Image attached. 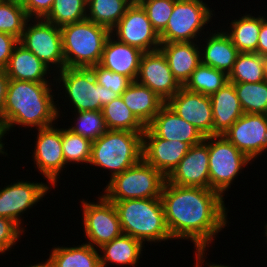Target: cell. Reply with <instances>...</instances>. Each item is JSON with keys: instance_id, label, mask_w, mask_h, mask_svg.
Masks as SVG:
<instances>
[{"instance_id": "cell-23", "label": "cell", "mask_w": 267, "mask_h": 267, "mask_svg": "<svg viewBox=\"0 0 267 267\" xmlns=\"http://www.w3.org/2000/svg\"><path fill=\"white\" fill-rule=\"evenodd\" d=\"M4 70L11 80L52 83L55 76L47 65L20 43L14 48L8 65ZM50 76L53 78L51 79Z\"/></svg>"}, {"instance_id": "cell-9", "label": "cell", "mask_w": 267, "mask_h": 267, "mask_svg": "<svg viewBox=\"0 0 267 267\" xmlns=\"http://www.w3.org/2000/svg\"><path fill=\"white\" fill-rule=\"evenodd\" d=\"M210 189L223 197L252 161L223 135L208 136Z\"/></svg>"}, {"instance_id": "cell-20", "label": "cell", "mask_w": 267, "mask_h": 267, "mask_svg": "<svg viewBox=\"0 0 267 267\" xmlns=\"http://www.w3.org/2000/svg\"><path fill=\"white\" fill-rule=\"evenodd\" d=\"M148 127L162 139L188 143L190 146L200 144L205 136L192 124L179 117L164 105Z\"/></svg>"}, {"instance_id": "cell-40", "label": "cell", "mask_w": 267, "mask_h": 267, "mask_svg": "<svg viewBox=\"0 0 267 267\" xmlns=\"http://www.w3.org/2000/svg\"><path fill=\"white\" fill-rule=\"evenodd\" d=\"M91 70L98 84L107 89H111V91L117 93L119 96H121L132 82L128 77L107 70L99 64L92 66Z\"/></svg>"}, {"instance_id": "cell-10", "label": "cell", "mask_w": 267, "mask_h": 267, "mask_svg": "<svg viewBox=\"0 0 267 267\" xmlns=\"http://www.w3.org/2000/svg\"><path fill=\"white\" fill-rule=\"evenodd\" d=\"M19 43L35 54L52 72L65 68L60 27L41 18H29Z\"/></svg>"}, {"instance_id": "cell-48", "label": "cell", "mask_w": 267, "mask_h": 267, "mask_svg": "<svg viewBox=\"0 0 267 267\" xmlns=\"http://www.w3.org/2000/svg\"><path fill=\"white\" fill-rule=\"evenodd\" d=\"M3 140H4L3 132L0 131V156L3 155V157L4 156L6 157L8 155V153H7V151L4 150L5 149L4 147H6L5 146L6 143L2 142Z\"/></svg>"}, {"instance_id": "cell-1", "label": "cell", "mask_w": 267, "mask_h": 267, "mask_svg": "<svg viewBox=\"0 0 267 267\" xmlns=\"http://www.w3.org/2000/svg\"><path fill=\"white\" fill-rule=\"evenodd\" d=\"M160 198L172 239L190 241L194 249L211 248L218 233L230 226L225 197L215 190L166 181Z\"/></svg>"}, {"instance_id": "cell-42", "label": "cell", "mask_w": 267, "mask_h": 267, "mask_svg": "<svg viewBox=\"0 0 267 267\" xmlns=\"http://www.w3.org/2000/svg\"><path fill=\"white\" fill-rule=\"evenodd\" d=\"M54 0H26L23 8L29 18L44 19L50 12Z\"/></svg>"}, {"instance_id": "cell-41", "label": "cell", "mask_w": 267, "mask_h": 267, "mask_svg": "<svg viewBox=\"0 0 267 267\" xmlns=\"http://www.w3.org/2000/svg\"><path fill=\"white\" fill-rule=\"evenodd\" d=\"M22 234L24 235L25 231L16 222L0 217V255L11 252V249H14L12 247L21 241Z\"/></svg>"}, {"instance_id": "cell-45", "label": "cell", "mask_w": 267, "mask_h": 267, "mask_svg": "<svg viewBox=\"0 0 267 267\" xmlns=\"http://www.w3.org/2000/svg\"><path fill=\"white\" fill-rule=\"evenodd\" d=\"M257 54L267 57V16L261 13V28L258 36Z\"/></svg>"}, {"instance_id": "cell-22", "label": "cell", "mask_w": 267, "mask_h": 267, "mask_svg": "<svg viewBox=\"0 0 267 267\" xmlns=\"http://www.w3.org/2000/svg\"><path fill=\"white\" fill-rule=\"evenodd\" d=\"M143 53L110 35L106 40L99 65L136 81Z\"/></svg>"}, {"instance_id": "cell-5", "label": "cell", "mask_w": 267, "mask_h": 267, "mask_svg": "<svg viewBox=\"0 0 267 267\" xmlns=\"http://www.w3.org/2000/svg\"><path fill=\"white\" fill-rule=\"evenodd\" d=\"M142 135L126 130H108L93 141L89 166L108 170L111 180L142 159Z\"/></svg>"}, {"instance_id": "cell-8", "label": "cell", "mask_w": 267, "mask_h": 267, "mask_svg": "<svg viewBox=\"0 0 267 267\" xmlns=\"http://www.w3.org/2000/svg\"><path fill=\"white\" fill-rule=\"evenodd\" d=\"M213 16L216 18L214 9L203 0H175L168 24L159 34L160 41H199L205 35L204 29L209 28L205 26L212 22Z\"/></svg>"}, {"instance_id": "cell-3", "label": "cell", "mask_w": 267, "mask_h": 267, "mask_svg": "<svg viewBox=\"0 0 267 267\" xmlns=\"http://www.w3.org/2000/svg\"><path fill=\"white\" fill-rule=\"evenodd\" d=\"M113 202L123 234L140 240L144 245L173 240L164 215L161 198L127 199Z\"/></svg>"}, {"instance_id": "cell-31", "label": "cell", "mask_w": 267, "mask_h": 267, "mask_svg": "<svg viewBox=\"0 0 267 267\" xmlns=\"http://www.w3.org/2000/svg\"><path fill=\"white\" fill-rule=\"evenodd\" d=\"M266 80L264 57L257 53L240 52L228 75L231 83H259Z\"/></svg>"}, {"instance_id": "cell-28", "label": "cell", "mask_w": 267, "mask_h": 267, "mask_svg": "<svg viewBox=\"0 0 267 267\" xmlns=\"http://www.w3.org/2000/svg\"><path fill=\"white\" fill-rule=\"evenodd\" d=\"M46 259L52 267H100L99 250L90 244L57 246L51 248Z\"/></svg>"}, {"instance_id": "cell-21", "label": "cell", "mask_w": 267, "mask_h": 267, "mask_svg": "<svg viewBox=\"0 0 267 267\" xmlns=\"http://www.w3.org/2000/svg\"><path fill=\"white\" fill-rule=\"evenodd\" d=\"M205 36L200 39L201 63L225 72L227 75L232 71L234 63L240 53L231 42L223 29H208ZM206 37V38H205ZM205 38V39H204ZM203 40V41H202ZM206 40V41H205ZM202 41V42H201ZM205 44L201 45V43Z\"/></svg>"}, {"instance_id": "cell-18", "label": "cell", "mask_w": 267, "mask_h": 267, "mask_svg": "<svg viewBox=\"0 0 267 267\" xmlns=\"http://www.w3.org/2000/svg\"><path fill=\"white\" fill-rule=\"evenodd\" d=\"M185 142L159 138L148 126L142 135V159L167 177L190 149Z\"/></svg>"}, {"instance_id": "cell-12", "label": "cell", "mask_w": 267, "mask_h": 267, "mask_svg": "<svg viewBox=\"0 0 267 267\" xmlns=\"http://www.w3.org/2000/svg\"><path fill=\"white\" fill-rule=\"evenodd\" d=\"M0 188V217L16 222L24 231L23 214L43 201L52 186L48 182L18 180ZM35 205V206H34ZM23 216V218H22Z\"/></svg>"}, {"instance_id": "cell-19", "label": "cell", "mask_w": 267, "mask_h": 267, "mask_svg": "<svg viewBox=\"0 0 267 267\" xmlns=\"http://www.w3.org/2000/svg\"><path fill=\"white\" fill-rule=\"evenodd\" d=\"M166 105L179 117L195 126L205 137L212 136L213 114L210 96L189 91L182 86Z\"/></svg>"}, {"instance_id": "cell-36", "label": "cell", "mask_w": 267, "mask_h": 267, "mask_svg": "<svg viewBox=\"0 0 267 267\" xmlns=\"http://www.w3.org/2000/svg\"><path fill=\"white\" fill-rule=\"evenodd\" d=\"M44 19L58 27L83 21L87 19V0H54Z\"/></svg>"}, {"instance_id": "cell-26", "label": "cell", "mask_w": 267, "mask_h": 267, "mask_svg": "<svg viewBox=\"0 0 267 267\" xmlns=\"http://www.w3.org/2000/svg\"><path fill=\"white\" fill-rule=\"evenodd\" d=\"M144 248L145 245L140 240L122 233L98 248L100 267H109L111 264L121 267H139V260L143 256V251L146 250Z\"/></svg>"}, {"instance_id": "cell-49", "label": "cell", "mask_w": 267, "mask_h": 267, "mask_svg": "<svg viewBox=\"0 0 267 267\" xmlns=\"http://www.w3.org/2000/svg\"><path fill=\"white\" fill-rule=\"evenodd\" d=\"M2 1H9V2H15V3H19V4H24L26 0H2Z\"/></svg>"}, {"instance_id": "cell-15", "label": "cell", "mask_w": 267, "mask_h": 267, "mask_svg": "<svg viewBox=\"0 0 267 267\" xmlns=\"http://www.w3.org/2000/svg\"><path fill=\"white\" fill-rule=\"evenodd\" d=\"M223 136L254 162L267 152L266 114L244 113Z\"/></svg>"}, {"instance_id": "cell-44", "label": "cell", "mask_w": 267, "mask_h": 267, "mask_svg": "<svg viewBox=\"0 0 267 267\" xmlns=\"http://www.w3.org/2000/svg\"><path fill=\"white\" fill-rule=\"evenodd\" d=\"M9 85V77L4 69H0V127L3 128V115L6 94Z\"/></svg>"}, {"instance_id": "cell-13", "label": "cell", "mask_w": 267, "mask_h": 267, "mask_svg": "<svg viewBox=\"0 0 267 267\" xmlns=\"http://www.w3.org/2000/svg\"><path fill=\"white\" fill-rule=\"evenodd\" d=\"M38 131V132H37ZM34 136V150L32 158L34 167L38 168L39 174L54 189L58 186L60 175L65 168L67 169L63 156L61 128L56 124L47 128L37 129Z\"/></svg>"}, {"instance_id": "cell-16", "label": "cell", "mask_w": 267, "mask_h": 267, "mask_svg": "<svg viewBox=\"0 0 267 267\" xmlns=\"http://www.w3.org/2000/svg\"><path fill=\"white\" fill-rule=\"evenodd\" d=\"M136 81L149 87L165 102L182 87L173 76L166 56L160 49L143 53Z\"/></svg>"}, {"instance_id": "cell-51", "label": "cell", "mask_w": 267, "mask_h": 267, "mask_svg": "<svg viewBox=\"0 0 267 267\" xmlns=\"http://www.w3.org/2000/svg\"><path fill=\"white\" fill-rule=\"evenodd\" d=\"M264 229H265V230H264V232H263V233H264L263 236L266 237L265 243L267 244V223L265 224Z\"/></svg>"}, {"instance_id": "cell-14", "label": "cell", "mask_w": 267, "mask_h": 267, "mask_svg": "<svg viewBox=\"0 0 267 267\" xmlns=\"http://www.w3.org/2000/svg\"><path fill=\"white\" fill-rule=\"evenodd\" d=\"M111 35L144 53L158 50L161 45L159 34L138 2H133L127 8L124 16L111 30Z\"/></svg>"}, {"instance_id": "cell-37", "label": "cell", "mask_w": 267, "mask_h": 267, "mask_svg": "<svg viewBox=\"0 0 267 267\" xmlns=\"http://www.w3.org/2000/svg\"><path fill=\"white\" fill-rule=\"evenodd\" d=\"M73 115L71 123L74 124H70L68 129L83 138L93 142L108 131L101 110L73 112Z\"/></svg>"}, {"instance_id": "cell-39", "label": "cell", "mask_w": 267, "mask_h": 267, "mask_svg": "<svg viewBox=\"0 0 267 267\" xmlns=\"http://www.w3.org/2000/svg\"><path fill=\"white\" fill-rule=\"evenodd\" d=\"M153 28L160 34L167 26L173 12L175 0H140Z\"/></svg>"}, {"instance_id": "cell-4", "label": "cell", "mask_w": 267, "mask_h": 267, "mask_svg": "<svg viewBox=\"0 0 267 267\" xmlns=\"http://www.w3.org/2000/svg\"><path fill=\"white\" fill-rule=\"evenodd\" d=\"M54 75L55 85L58 84L55 86L57 93L60 91L57 98H61L62 101L64 99L61 106L68 104L71 112L102 110L104 105L119 97L111 89L96 82L91 68L65 67Z\"/></svg>"}, {"instance_id": "cell-17", "label": "cell", "mask_w": 267, "mask_h": 267, "mask_svg": "<svg viewBox=\"0 0 267 267\" xmlns=\"http://www.w3.org/2000/svg\"><path fill=\"white\" fill-rule=\"evenodd\" d=\"M166 181L178 186L210 189L208 136L200 144L190 147Z\"/></svg>"}, {"instance_id": "cell-25", "label": "cell", "mask_w": 267, "mask_h": 267, "mask_svg": "<svg viewBox=\"0 0 267 267\" xmlns=\"http://www.w3.org/2000/svg\"><path fill=\"white\" fill-rule=\"evenodd\" d=\"M213 125L212 135H223L243 114L234 84L227 82L210 95Z\"/></svg>"}, {"instance_id": "cell-52", "label": "cell", "mask_w": 267, "mask_h": 267, "mask_svg": "<svg viewBox=\"0 0 267 267\" xmlns=\"http://www.w3.org/2000/svg\"><path fill=\"white\" fill-rule=\"evenodd\" d=\"M131 2H139L140 0H130Z\"/></svg>"}, {"instance_id": "cell-33", "label": "cell", "mask_w": 267, "mask_h": 267, "mask_svg": "<svg viewBox=\"0 0 267 267\" xmlns=\"http://www.w3.org/2000/svg\"><path fill=\"white\" fill-rule=\"evenodd\" d=\"M227 82H229L228 75L225 72L200 63L183 87L210 96Z\"/></svg>"}, {"instance_id": "cell-35", "label": "cell", "mask_w": 267, "mask_h": 267, "mask_svg": "<svg viewBox=\"0 0 267 267\" xmlns=\"http://www.w3.org/2000/svg\"><path fill=\"white\" fill-rule=\"evenodd\" d=\"M61 128L63 156L65 163L69 165H83L86 169L91 158L92 141L73 133L67 128ZM87 164V165H86Z\"/></svg>"}, {"instance_id": "cell-27", "label": "cell", "mask_w": 267, "mask_h": 267, "mask_svg": "<svg viewBox=\"0 0 267 267\" xmlns=\"http://www.w3.org/2000/svg\"><path fill=\"white\" fill-rule=\"evenodd\" d=\"M121 97L126 106L145 127L153 121L159 110L166 104L149 87L137 81H132L121 94Z\"/></svg>"}, {"instance_id": "cell-38", "label": "cell", "mask_w": 267, "mask_h": 267, "mask_svg": "<svg viewBox=\"0 0 267 267\" xmlns=\"http://www.w3.org/2000/svg\"><path fill=\"white\" fill-rule=\"evenodd\" d=\"M28 19L22 4L0 0V32L20 39Z\"/></svg>"}, {"instance_id": "cell-24", "label": "cell", "mask_w": 267, "mask_h": 267, "mask_svg": "<svg viewBox=\"0 0 267 267\" xmlns=\"http://www.w3.org/2000/svg\"><path fill=\"white\" fill-rule=\"evenodd\" d=\"M159 49L166 56L175 79L181 86H184L192 72L201 63V52L198 41L161 42Z\"/></svg>"}, {"instance_id": "cell-46", "label": "cell", "mask_w": 267, "mask_h": 267, "mask_svg": "<svg viewBox=\"0 0 267 267\" xmlns=\"http://www.w3.org/2000/svg\"><path fill=\"white\" fill-rule=\"evenodd\" d=\"M211 250L210 248H198V249H195L194 250V258H195V262H194V266L193 267H203L202 265L204 263V266L207 265L206 267H232V266H229V265H223V264H216L214 262H208L206 259L208 257L207 256V251ZM206 260V261H205ZM208 262V263H207Z\"/></svg>"}, {"instance_id": "cell-47", "label": "cell", "mask_w": 267, "mask_h": 267, "mask_svg": "<svg viewBox=\"0 0 267 267\" xmlns=\"http://www.w3.org/2000/svg\"><path fill=\"white\" fill-rule=\"evenodd\" d=\"M36 264H29V266L27 264H25V267H52L51 263L46 259L45 261H41V262H35ZM22 267V266H21ZM24 267V266H23Z\"/></svg>"}, {"instance_id": "cell-7", "label": "cell", "mask_w": 267, "mask_h": 267, "mask_svg": "<svg viewBox=\"0 0 267 267\" xmlns=\"http://www.w3.org/2000/svg\"><path fill=\"white\" fill-rule=\"evenodd\" d=\"M165 182L166 177L160 171L141 159L115 175L101 192L109 201L160 198Z\"/></svg>"}, {"instance_id": "cell-43", "label": "cell", "mask_w": 267, "mask_h": 267, "mask_svg": "<svg viewBox=\"0 0 267 267\" xmlns=\"http://www.w3.org/2000/svg\"><path fill=\"white\" fill-rule=\"evenodd\" d=\"M19 43V39L11 34L0 32V69H5L14 48Z\"/></svg>"}, {"instance_id": "cell-50", "label": "cell", "mask_w": 267, "mask_h": 267, "mask_svg": "<svg viewBox=\"0 0 267 267\" xmlns=\"http://www.w3.org/2000/svg\"><path fill=\"white\" fill-rule=\"evenodd\" d=\"M264 66H265V76L267 80V57H264Z\"/></svg>"}, {"instance_id": "cell-2", "label": "cell", "mask_w": 267, "mask_h": 267, "mask_svg": "<svg viewBox=\"0 0 267 267\" xmlns=\"http://www.w3.org/2000/svg\"><path fill=\"white\" fill-rule=\"evenodd\" d=\"M54 86H56L54 81L37 83L9 79L1 129L4 138L9 132H14L16 126L29 128V131L35 127L41 129L55 124L58 126L57 122L67 112H62L60 109L59 101L55 99L56 89H52L56 88Z\"/></svg>"}, {"instance_id": "cell-30", "label": "cell", "mask_w": 267, "mask_h": 267, "mask_svg": "<svg viewBox=\"0 0 267 267\" xmlns=\"http://www.w3.org/2000/svg\"><path fill=\"white\" fill-rule=\"evenodd\" d=\"M132 3L130 0H87V19L111 31Z\"/></svg>"}, {"instance_id": "cell-6", "label": "cell", "mask_w": 267, "mask_h": 267, "mask_svg": "<svg viewBox=\"0 0 267 267\" xmlns=\"http://www.w3.org/2000/svg\"><path fill=\"white\" fill-rule=\"evenodd\" d=\"M65 67L91 68L100 63L111 31L85 19L60 27Z\"/></svg>"}, {"instance_id": "cell-29", "label": "cell", "mask_w": 267, "mask_h": 267, "mask_svg": "<svg viewBox=\"0 0 267 267\" xmlns=\"http://www.w3.org/2000/svg\"><path fill=\"white\" fill-rule=\"evenodd\" d=\"M227 23L228 29L223 31L229 36L233 45L239 52L257 53L258 36L261 28V14L253 16L245 13ZM256 16V17H255Z\"/></svg>"}, {"instance_id": "cell-11", "label": "cell", "mask_w": 267, "mask_h": 267, "mask_svg": "<svg viewBox=\"0 0 267 267\" xmlns=\"http://www.w3.org/2000/svg\"><path fill=\"white\" fill-rule=\"evenodd\" d=\"M98 201L90 202L82 198L81 203L82 226L87 244L97 249L103 244L111 242L122 234L119 216L113 202L109 201L101 192ZM89 241V242H88Z\"/></svg>"}, {"instance_id": "cell-34", "label": "cell", "mask_w": 267, "mask_h": 267, "mask_svg": "<svg viewBox=\"0 0 267 267\" xmlns=\"http://www.w3.org/2000/svg\"><path fill=\"white\" fill-rule=\"evenodd\" d=\"M233 84L244 113L267 114V80Z\"/></svg>"}, {"instance_id": "cell-32", "label": "cell", "mask_w": 267, "mask_h": 267, "mask_svg": "<svg viewBox=\"0 0 267 267\" xmlns=\"http://www.w3.org/2000/svg\"><path fill=\"white\" fill-rule=\"evenodd\" d=\"M102 114L108 130H126L143 133L145 126L136 118L119 96L102 107Z\"/></svg>"}]
</instances>
